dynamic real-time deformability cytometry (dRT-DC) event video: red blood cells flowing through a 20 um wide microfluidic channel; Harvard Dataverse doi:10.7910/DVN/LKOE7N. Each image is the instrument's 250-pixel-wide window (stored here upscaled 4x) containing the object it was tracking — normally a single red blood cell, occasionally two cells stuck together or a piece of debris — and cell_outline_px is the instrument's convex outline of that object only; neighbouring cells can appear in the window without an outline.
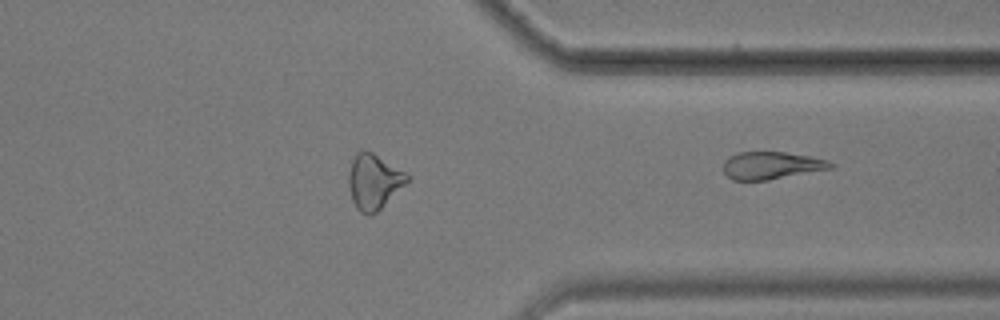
{"species": "common noctule bat (a hibernating species)", "species_latin": "Nyctalus noctula", "temperature_condition": "cold", "stored_images_in_passage": 38, "segment_of_instrument_passage": [2, 2], "camera_frame_rate_fps": 3000, "um_per_image_px": 0.085, "animal": {"sex": "male", "body_mass_g": 17.9}, "frame": {"image": 1, "passage_image": 38, "time_ms": 12.333, "image_size_px": [1000, 320], "cell_outline_px": [[836, 164], [832, 168], [768, 180], [732, 180], [724, 172], [724, 160], [736, 152], [784, 152], [812, 156], [828, 160]], "centroid_in_image_um": [65.59, 14.05], "position_along_channel_um": 345.8, "area_um2": 17.22}}